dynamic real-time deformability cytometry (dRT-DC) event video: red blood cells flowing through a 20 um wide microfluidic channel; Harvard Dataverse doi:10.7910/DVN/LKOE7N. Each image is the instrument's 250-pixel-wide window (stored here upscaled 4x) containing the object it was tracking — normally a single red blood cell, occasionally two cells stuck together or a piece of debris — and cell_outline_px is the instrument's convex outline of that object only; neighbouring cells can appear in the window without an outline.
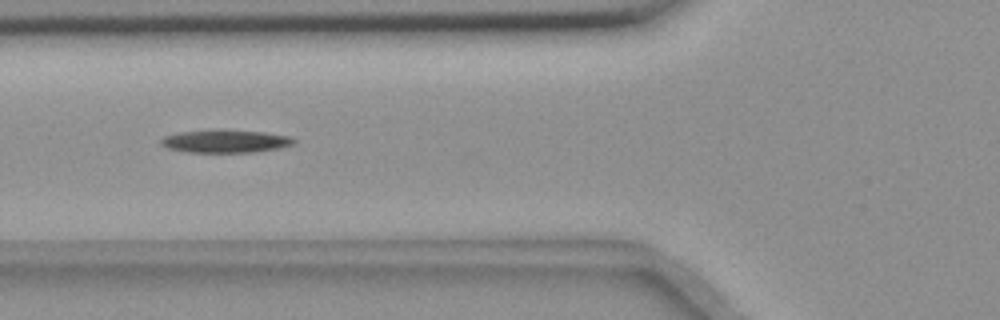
{"species": "common noctule bat (a hibernating species)", "species_latin": "Nyctalus noctula", "temperature_condition": "room temperature", "stored_images_in_passage": 9, "camera_frame_rate_fps": 3000, "um_per_image_px": 0.085, "animal": {"sex": "female", "body_mass_g": 18.4}, "frame": {"image": 1, "passage_image": 6, "time_ms": 6.0, "image_size_px": [1000, 320], "cell_outline_px": [[296, 144], [280, 148], [256, 152], [188, 152], [168, 148], [160, 144], [160, 140], [164, 136], [180, 132], [264, 132], [292, 136], [296, 140]], "centroid_in_image_um": [19.24, 12.05], "position_along_channel_um": 106.6, "area_um2": 16.99}}
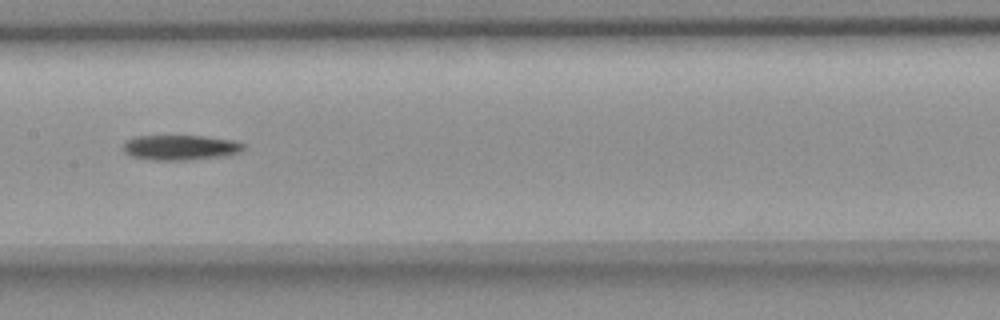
{"frame": {"image": 2, "passage_image": 8, "time_ms": 8.333, "image_size_px": [1000, 320], "cell_outline_px": [[244, 148], [240, 152], [224, 156], [188, 160], [152, 160], [132, 156], [124, 152], [124, 140], [132, 136], [204, 136], [236, 140], [244, 144]], "centroid_in_image_um": [15.33, 12.53], "position_along_channel_um": 192.1, "area_um2": 17.74}}
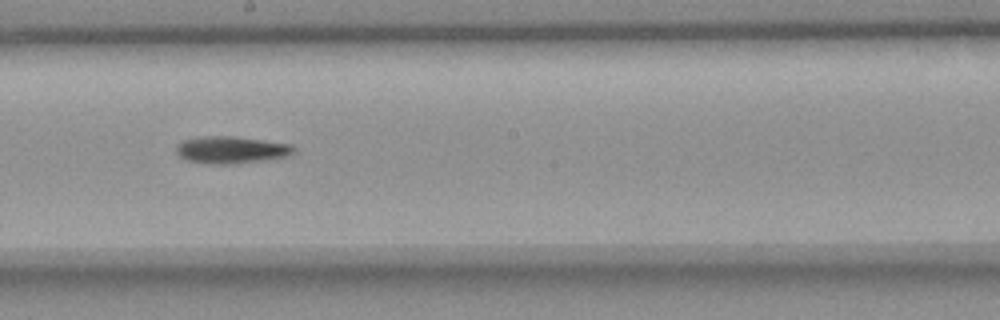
{"frame": {"image": 3, "passage_image": 9, "time_ms": 9.333, "image_size_px": [1000, 320], "cell_outline_px": [[296, 152], [288, 156], [268, 160], [232, 164], [208, 164], [188, 160], [180, 156], [176, 152], [176, 144], [184, 140], [200, 136], [236, 136], [292, 144], [296, 148]], "centroid_in_image_um": [19.7, 12.73], "position_along_channel_um": 228.5, "area_um2": 18.9}}